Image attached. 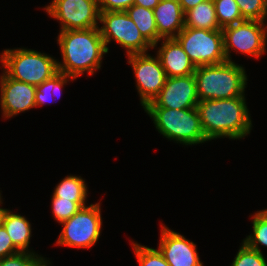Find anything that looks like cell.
<instances>
[{
	"label": "cell",
	"instance_id": "6da1fadb",
	"mask_svg": "<svg viewBox=\"0 0 267 266\" xmlns=\"http://www.w3.org/2000/svg\"><path fill=\"white\" fill-rule=\"evenodd\" d=\"M196 108L202 129L209 141L222 137L242 139L250 133L252 122L244 95L199 101Z\"/></svg>",
	"mask_w": 267,
	"mask_h": 266
},
{
	"label": "cell",
	"instance_id": "7a4b0ae2",
	"mask_svg": "<svg viewBox=\"0 0 267 266\" xmlns=\"http://www.w3.org/2000/svg\"><path fill=\"white\" fill-rule=\"evenodd\" d=\"M57 43L63 58L62 63L57 61L58 70L75 79L86 71L93 75L108 53L99 27L60 31Z\"/></svg>",
	"mask_w": 267,
	"mask_h": 266
},
{
	"label": "cell",
	"instance_id": "3957f363",
	"mask_svg": "<svg viewBox=\"0 0 267 266\" xmlns=\"http://www.w3.org/2000/svg\"><path fill=\"white\" fill-rule=\"evenodd\" d=\"M194 77L199 101L229 99L245 95L247 85L245 69L233 61L198 66Z\"/></svg>",
	"mask_w": 267,
	"mask_h": 266
},
{
	"label": "cell",
	"instance_id": "277c9868",
	"mask_svg": "<svg viewBox=\"0 0 267 266\" xmlns=\"http://www.w3.org/2000/svg\"><path fill=\"white\" fill-rule=\"evenodd\" d=\"M143 109L152 118L158 132L169 140L183 145L209 141L202 129L197 108L144 107Z\"/></svg>",
	"mask_w": 267,
	"mask_h": 266
},
{
	"label": "cell",
	"instance_id": "5b68a950",
	"mask_svg": "<svg viewBox=\"0 0 267 266\" xmlns=\"http://www.w3.org/2000/svg\"><path fill=\"white\" fill-rule=\"evenodd\" d=\"M0 61L10 78L34 86L59 72L58 63L53 57L31 49H5Z\"/></svg>",
	"mask_w": 267,
	"mask_h": 266
},
{
	"label": "cell",
	"instance_id": "8992f818",
	"mask_svg": "<svg viewBox=\"0 0 267 266\" xmlns=\"http://www.w3.org/2000/svg\"><path fill=\"white\" fill-rule=\"evenodd\" d=\"M175 39L183 47L195 67L227 61L222 30L184 27Z\"/></svg>",
	"mask_w": 267,
	"mask_h": 266
},
{
	"label": "cell",
	"instance_id": "52a82bcc",
	"mask_svg": "<svg viewBox=\"0 0 267 266\" xmlns=\"http://www.w3.org/2000/svg\"><path fill=\"white\" fill-rule=\"evenodd\" d=\"M61 231L57 245L79 248H91L98 241L101 234V209L100 204H91L81 207L68 220L61 223Z\"/></svg>",
	"mask_w": 267,
	"mask_h": 266
},
{
	"label": "cell",
	"instance_id": "ba28073f",
	"mask_svg": "<svg viewBox=\"0 0 267 266\" xmlns=\"http://www.w3.org/2000/svg\"><path fill=\"white\" fill-rule=\"evenodd\" d=\"M99 28L107 51L108 43L113 39L127 50V55L147 53L154 48L141 34L126 11H100Z\"/></svg>",
	"mask_w": 267,
	"mask_h": 266
},
{
	"label": "cell",
	"instance_id": "9c48e42d",
	"mask_svg": "<svg viewBox=\"0 0 267 266\" xmlns=\"http://www.w3.org/2000/svg\"><path fill=\"white\" fill-rule=\"evenodd\" d=\"M258 20H243L222 29L224 53L232 62L230 49L259 58L266 51L267 26Z\"/></svg>",
	"mask_w": 267,
	"mask_h": 266
},
{
	"label": "cell",
	"instance_id": "30bf717a",
	"mask_svg": "<svg viewBox=\"0 0 267 266\" xmlns=\"http://www.w3.org/2000/svg\"><path fill=\"white\" fill-rule=\"evenodd\" d=\"M45 10L60 21V31L99 27L100 9L97 0H52Z\"/></svg>",
	"mask_w": 267,
	"mask_h": 266
},
{
	"label": "cell",
	"instance_id": "8fae6325",
	"mask_svg": "<svg viewBox=\"0 0 267 266\" xmlns=\"http://www.w3.org/2000/svg\"><path fill=\"white\" fill-rule=\"evenodd\" d=\"M127 56L128 63L134 71L140 102L144 108L160 93L167 76L158 56L153 57L147 53Z\"/></svg>",
	"mask_w": 267,
	"mask_h": 266
},
{
	"label": "cell",
	"instance_id": "7c38bea8",
	"mask_svg": "<svg viewBox=\"0 0 267 266\" xmlns=\"http://www.w3.org/2000/svg\"><path fill=\"white\" fill-rule=\"evenodd\" d=\"M199 102L194 74L167 77L160 93L145 107L196 108Z\"/></svg>",
	"mask_w": 267,
	"mask_h": 266
},
{
	"label": "cell",
	"instance_id": "4fadbf2b",
	"mask_svg": "<svg viewBox=\"0 0 267 266\" xmlns=\"http://www.w3.org/2000/svg\"><path fill=\"white\" fill-rule=\"evenodd\" d=\"M0 91V105L5 118L36 107V86L10 78L4 71L0 76Z\"/></svg>",
	"mask_w": 267,
	"mask_h": 266
},
{
	"label": "cell",
	"instance_id": "5bb4252c",
	"mask_svg": "<svg viewBox=\"0 0 267 266\" xmlns=\"http://www.w3.org/2000/svg\"><path fill=\"white\" fill-rule=\"evenodd\" d=\"M161 228L158 250L169 266H203L194 242L166 226Z\"/></svg>",
	"mask_w": 267,
	"mask_h": 266
},
{
	"label": "cell",
	"instance_id": "9a60e30c",
	"mask_svg": "<svg viewBox=\"0 0 267 266\" xmlns=\"http://www.w3.org/2000/svg\"><path fill=\"white\" fill-rule=\"evenodd\" d=\"M162 40L157 56L166 76L179 77L194 74L196 67L190 61L180 43L175 38Z\"/></svg>",
	"mask_w": 267,
	"mask_h": 266
},
{
	"label": "cell",
	"instance_id": "2e32d148",
	"mask_svg": "<svg viewBox=\"0 0 267 266\" xmlns=\"http://www.w3.org/2000/svg\"><path fill=\"white\" fill-rule=\"evenodd\" d=\"M153 11L158 42L161 39L175 38L185 27L184 12L179 1L160 0Z\"/></svg>",
	"mask_w": 267,
	"mask_h": 266
},
{
	"label": "cell",
	"instance_id": "e0dca14e",
	"mask_svg": "<svg viewBox=\"0 0 267 266\" xmlns=\"http://www.w3.org/2000/svg\"><path fill=\"white\" fill-rule=\"evenodd\" d=\"M1 224L10 236L13 245L20 252H31L28 247L31 238V224L20 214L12 213L9 209H5L2 215Z\"/></svg>",
	"mask_w": 267,
	"mask_h": 266
},
{
	"label": "cell",
	"instance_id": "ac0fdd59",
	"mask_svg": "<svg viewBox=\"0 0 267 266\" xmlns=\"http://www.w3.org/2000/svg\"><path fill=\"white\" fill-rule=\"evenodd\" d=\"M185 27L207 30H222L216 18L213 0L199 3L184 13Z\"/></svg>",
	"mask_w": 267,
	"mask_h": 266
},
{
	"label": "cell",
	"instance_id": "d6986e66",
	"mask_svg": "<svg viewBox=\"0 0 267 266\" xmlns=\"http://www.w3.org/2000/svg\"><path fill=\"white\" fill-rule=\"evenodd\" d=\"M142 36L153 46L158 44V30L155 23L154 11L139 5H133L126 10Z\"/></svg>",
	"mask_w": 267,
	"mask_h": 266
},
{
	"label": "cell",
	"instance_id": "ffe728a7",
	"mask_svg": "<svg viewBox=\"0 0 267 266\" xmlns=\"http://www.w3.org/2000/svg\"><path fill=\"white\" fill-rule=\"evenodd\" d=\"M87 192L85 180L80 176L70 175L56 186L53 196L74 202H86Z\"/></svg>",
	"mask_w": 267,
	"mask_h": 266
},
{
	"label": "cell",
	"instance_id": "44dd1931",
	"mask_svg": "<svg viewBox=\"0 0 267 266\" xmlns=\"http://www.w3.org/2000/svg\"><path fill=\"white\" fill-rule=\"evenodd\" d=\"M67 78L72 79V80L75 79L62 72H58L50 79L36 86V93H35L36 107L41 106L45 104L46 102H52L51 99L55 97L57 93H62L60 92L62 87L66 85L67 82L69 81Z\"/></svg>",
	"mask_w": 267,
	"mask_h": 266
},
{
	"label": "cell",
	"instance_id": "7402d4cb",
	"mask_svg": "<svg viewBox=\"0 0 267 266\" xmlns=\"http://www.w3.org/2000/svg\"><path fill=\"white\" fill-rule=\"evenodd\" d=\"M216 18L221 29L245 20L235 0H213Z\"/></svg>",
	"mask_w": 267,
	"mask_h": 266
},
{
	"label": "cell",
	"instance_id": "603a6c76",
	"mask_svg": "<svg viewBox=\"0 0 267 266\" xmlns=\"http://www.w3.org/2000/svg\"><path fill=\"white\" fill-rule=\"evenodd\" d=\"M253 234L243 240V242L249 247L258 252H262L259 245L267 247V219L257 211L253 216Z\"/></svg>",
	"mask_w": 267,
	"mask_h": 266
},
{
	"label": "cell",
	"instance_id": "cb8c5ba5",
	"mask_svg": "<svg viewBox=\"0 0 267 266\" xmlns=\"http://www.w3.org/2000/svg\"><path fill=\"white\" fill-rule=\"evenodd\" d=\"M242 17L246 20L265 22L267 16V0H235Z\"/></svg>",
	"mask_w": 267,
	"mask_h": 266
},
{
	"label": "cell",
	"instance_id": "d4e9b609",
	"mask_svg": "<svg viewBox=\"0 0 267 266\" xmlns=\"http://www.w3.org/2000/svg\"><path fill=\"white\" fill-rule=\"evenodd\" d=\"M52 213L59 223H62L77 213L81 207L86 206L85 202H74L52 196Z\"/></svg>",
	"mask_w": 267,
	"mask_h": 266
},
{
	"label": "cell",
	"instance_id": "484cf974",
	"mask_svg": "<svg viewBox=\"0 0 267 266\" xmlns=\"http://www.w3.org/2000/svg\"><path fill=\"white\" fill-rule=\"evenodd\" d=\"M49 264V260H45L35 252H18L0 259V266H48Z\"/></svg>",
	"mask_w": 267,
	"mask_h": 266
},
{
	"label": "cell",
	"instance_id": "4316f807",
	"mask_svg": "<svg viewBox=\"0 0 267 266\" xmlns=\"http://www.w3.org/2000/svg\"><path fill=\"white\" fill-rule=\"evenodd\" d=\"M132 244L139 266H169L158 249L142 246L134 242Z\"/></svg>",
	"mask_w": 267,
	"mask_h": 266
},
{
	"label": "cell",
	"instance_id": "83f0119b",
	"mask_svg": "<svg viewBox=\"0 0 267 266\" xmlns=\"http://www.w3.org/2000/svg\"><path fill=\"white\" fill-rule=\"evenodd\" d=\"M242 243L231 266H267L262 252L249 248L244 242Z\"/></svg>",
	"mask_w": 267,
	"mask_h": 266
},
{
	"label": "cell",
	"instance_id": "f1b7e54d",
	"mask_svg": "<svg viewBox=\"0 0 267 266\" xmlns=\"http://www.w3.org/2000/svg\"><path fill=\"white\" fill-rule=\"evenodd\" d=\"M20 252L7 234L6 229L0 224V259Z\"/></svg>",
	"mask_w": 267,
	"mask_h": 266
},
{
	"label": "cell",
	"instance_id": "f546056e",
	"mask_svg": "<svg viewBox=\"0 0 267 266\" xmlns=\"http://www.w3.org/2000/svg\"><path fill=\"white\" fill-rule=\"evenodd\" d=\"M100 11H126L134 0H97Z\"/></svg>",
	"mask_w": 267,
	"mask_h": 266
},
{
	"label": "cell",
	"instance_id": "4dcf8cb0",
	"mask_svg": "<svg viewBox=\"0 0 267 266\" xmlns=\"http://www.w3.org/2000/svg\"><path fill=\"white\" fill-rule=\"evenodd\" d=\"M207 0H179L183 12L197 6L199 3L205 2Z\"/></svg>",
	"mask_w": 267,
	"mask_h": 266
},
{
	"label": "cell",
	"instance_id": "1f68e13d",
	"mask_svg": "<svg viewBox=\"0 0 267 266\" xmlns=\"http://www.w3.org/2000/svg\"><path fill=\"white\" fill-rule=\"evenodd\" d=\"M160 0H134L135 5L143 6L145 8L154 9Z\"/></svg>",
	"mask_w": 267,
	"mask_h": 266
},
{
	"label": "cell",
	"instance_id": "d6a6232c",
	"mask_svg": "<svg viewBox=\"0 0 267 266\" xmlns=\"http://www.w3.org/2000/svg\"><path fill=\"white\" fill-rule=\"evenodd\" d=\"M1 203H2V200H1V196H0V205H1ZM4 210H5V209L0 208V224H1L2 215H3V213H4Z\"/></svg>",
	"mask_w": 267,
	"mask_h": 266
},
{
	"label": "cell",
	"instance_id": "836d02e7",
	"mask_svg": "<svg viewBox=\"0 0 267 266\" xmlns=\"http://www.w3.org/2000/svg\"><path fill=\"white\" fill-rule=\"evenodd\" d=\"M267 219V209L259 211Z\"/></svg>",
	"mask_w": 267,
	"mask_h": 266
}]
</instances>
